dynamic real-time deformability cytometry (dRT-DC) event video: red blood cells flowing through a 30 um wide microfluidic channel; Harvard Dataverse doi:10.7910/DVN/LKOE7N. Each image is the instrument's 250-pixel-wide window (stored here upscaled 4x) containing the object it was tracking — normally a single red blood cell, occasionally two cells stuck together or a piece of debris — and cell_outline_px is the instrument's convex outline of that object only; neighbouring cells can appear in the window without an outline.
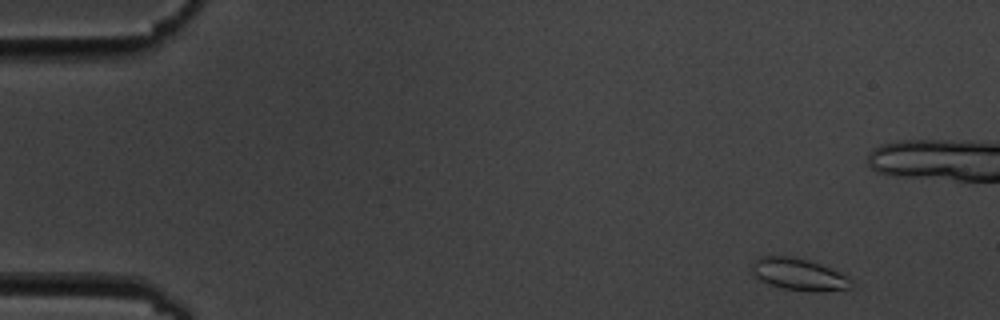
{"species": "common noctule bat (a hibernating species)", "species_latin": "Nyctalus noctula", "temperature_condition": "cold", "stored_images_in_passage": 8, "camera_frame_rate_fps": 3000, "um_per_image_px": 0.085, "animal": {"sex": "male", "body_mass_g": 19.5, "forearm_length_mm": 54.6}, "frame": {"image": 1, "passage_image": 2, "time_ms": 1.0, "image_size_px": [1000, 320], "cell_outline_px": [[856, 284], [852, 288], [784, 288], [760, 280], [752, 272], [752, 264], [760, 256], [792, 256], [808, 260], [820, 264], [848, 276]], "centroid_in_image_um": [67.87, 23.25], "position_along_channel_um": 17.1, "area_um2": 17.4}}